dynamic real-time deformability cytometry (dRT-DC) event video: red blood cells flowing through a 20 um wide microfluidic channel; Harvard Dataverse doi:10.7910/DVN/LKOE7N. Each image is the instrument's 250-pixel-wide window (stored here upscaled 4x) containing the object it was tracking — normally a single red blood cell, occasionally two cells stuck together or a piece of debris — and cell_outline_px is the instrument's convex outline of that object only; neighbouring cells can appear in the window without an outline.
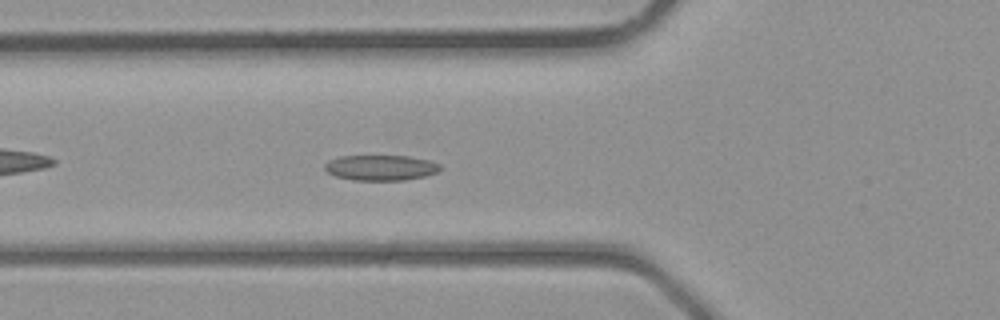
{"species": "common noctule bat (a hibernating species)", "species_latin": "Nyctalus noctula", "temperature_condition": "room temperature", "stored_images_in_passage": 36, "camera_frame_rate_fps": 3000, "um_per_image_px": 0.085, "animal": {"sex": "male", "body_mass_g": 23.1, "forearm_length_mm": 52.7}, "frame": {"image": 1, "passage_image": 11, "time_ms": 3.333, "image_size_px": [1000, 320], "cell_outline_px": [[444, 168], [440, 172], [424, 176], [404, 180], [352, 180], [336, 176], [328, 172], [324, 168], [324, 164], [328, 160], [340, 156], [408, 156], [432, 160], [440, 164]], "centroid_in_image_um": [32.42, 14.25], "position_along_channel_um": 93.4, "area_um2": 17.34}}
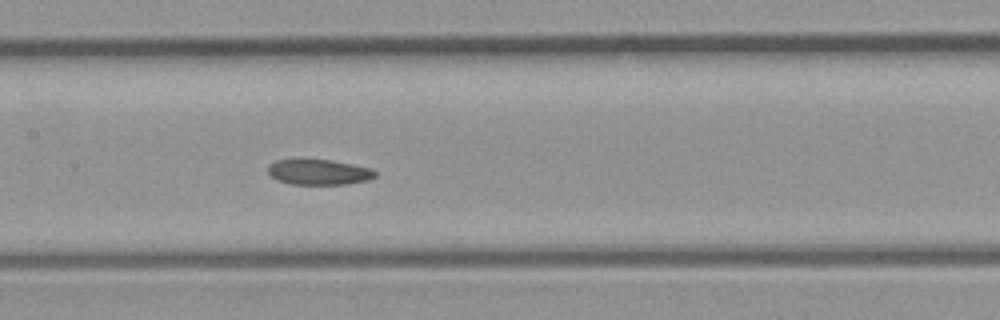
{"frame": {"image": 2, "passage_image": 16, "time_ms": 5.0, "image_size_px": [1000, 320], "cell_outline_px": [[376, 176], [368, 180], [344, 184], [292, 184], [276, 180], [268, 172], [268, 164], [276, 160], [332, 160], [372, 168], [376, 172]], "centroid_in_image_um": [27.1, 14.63], "position_along_channel_um": 180.3, "area_um2": 15.78}}
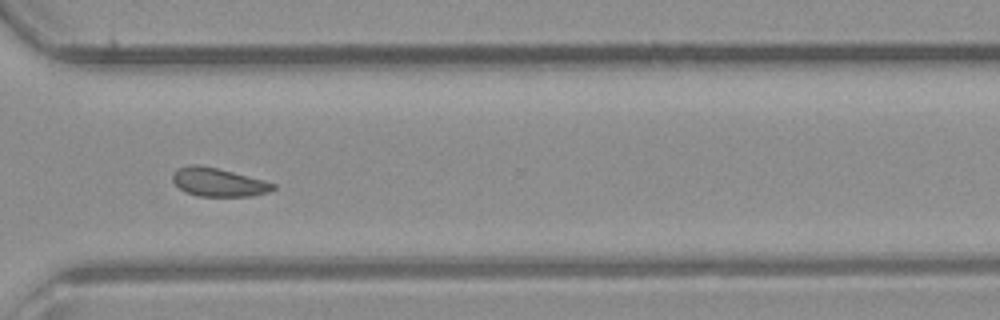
{"frame": {"image": 3, "passage_image": 26, "time_ms": 8.333, "image_size_px": [1000, 320], "cell_outline_px": [[276, 188], [268, 192], [252, 196], [196, 196], [184, 192], [172, 180], [172, 176], [176, 168], [192, 164], [200, 164], [264, 180], [276, 184]], "centroid_in_image_um": [18.54, 15.49], "position_along_channel_um": 352.1, "area_um2": 16.7}}